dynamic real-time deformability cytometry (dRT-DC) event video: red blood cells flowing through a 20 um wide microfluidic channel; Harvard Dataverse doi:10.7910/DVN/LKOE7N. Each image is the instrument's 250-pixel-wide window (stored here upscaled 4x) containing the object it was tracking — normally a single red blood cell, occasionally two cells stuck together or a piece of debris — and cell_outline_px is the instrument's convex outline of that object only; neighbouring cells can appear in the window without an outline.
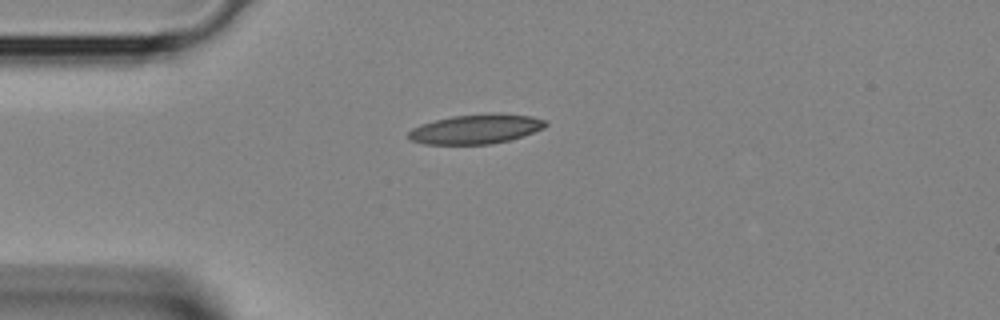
{"species": "Egyptian fruit bat (a non-hibernating species)", "species_latin": "Rousettus aegyptiacus", "temperature_condition": "room temperature", "stored_images_in_passage": 31, "camera_frame_rate_fps": 3000, "um_per_image_px": 0.085, "animal": {"sex": "female"}, "frame": {"image": 1, "passage_image": 1, "time_ms": 0.0, "image_size_px": [1000, 320], "cell_outline_px": [[548, 124], [544, 128], [508, 140], [492, 144], [424, 144], [412, 140], [408, 136], [408, 132], [412, 128], [420, 124], [452, 116], [500, 112], [532, 116], [544, 120]], "centroid_in_image_um": [40.45, 10.95], "position_along_channel_um": 44.5, "area_um2": 23.52}}
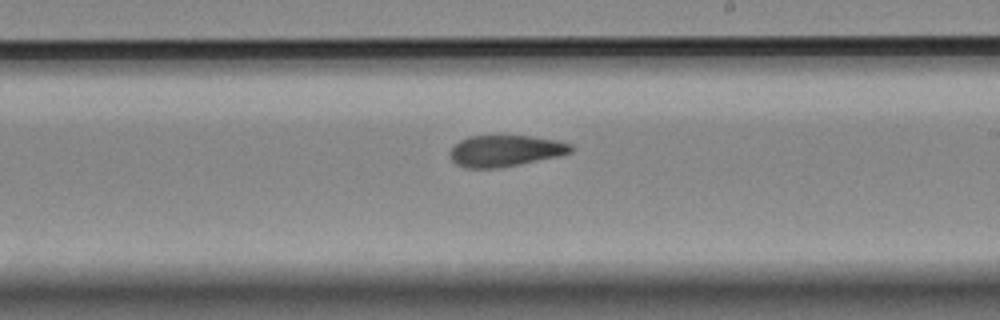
{"frame": {"image": 2, "passage_image": 14, "time_ms": 4.333, "image_size_px": [1000, 320], "cell_outline_px": [[572, 152], [560, 156], [520, 164], [496, 168], [464, 168], [456, 164], [448, 156], [448, 152], [460, 140], [468, 136], [532, 136], [556, 140], [572, 144]], "centroid_in_image_um": [42.93, 12.82], "position_along_channel_um": 246.1, "area_um2": 22.2}}
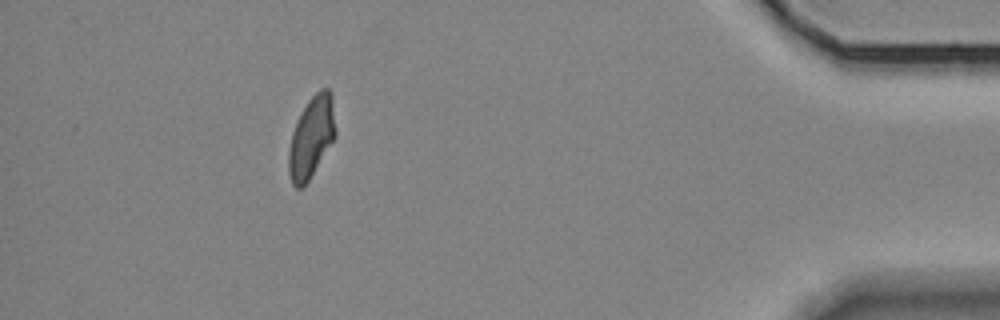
{"frame": {"image": 3, "passage_image": 27, "time_ms": 8.667, "image_size_px": [1000, 320], "cell_outline_px": [[336, 136], [308, 180], [300, 188], [296, 188], [292, 184], [288, 172], [288, 152], [292, 132], [308, 100], [320, 88], [328, 88], [332, 92], [336, 128]], "centroid_in_image_um": [26.48, 11.63], "position_along_channel_um": 408.7, "area_um2": 22.02}}